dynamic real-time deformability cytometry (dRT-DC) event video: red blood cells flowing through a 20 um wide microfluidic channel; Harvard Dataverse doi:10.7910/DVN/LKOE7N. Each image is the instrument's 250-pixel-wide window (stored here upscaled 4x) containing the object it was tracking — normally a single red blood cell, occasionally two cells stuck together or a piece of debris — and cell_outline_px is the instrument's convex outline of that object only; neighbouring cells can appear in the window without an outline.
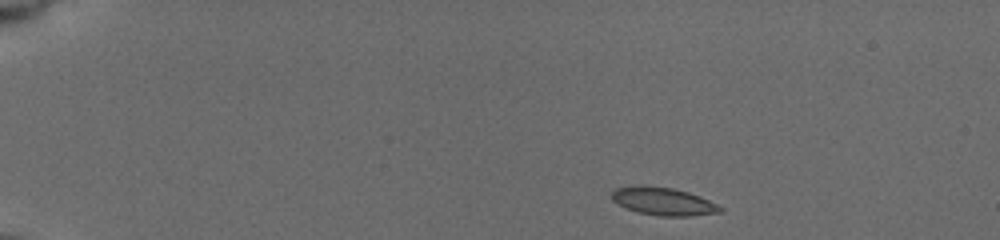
{"species": "common noctule bat (a hibernating species)", "species_latin": "Nyctalus noctula", "temperature_condition": "cold", "stored_images_in_passage": 47, "camera_frame_rate_fps": 3000, "um_per_image_px": 0.085, "animal": {"sex": "female", "body_mass_g": 19.5, "forearm_length_mm": 54.1}, "frame": {"image": 1, "passage_image": 1, "time_ms": 0.0, "image_size_px": [1000, 240], "cell_outline_px": [[724, 208], [720, 212], [692, 216], [660, 216], [640, 212], [616, 204], [612, 200], [612, 192], [616, 188], [636, 184], [640, 184], [672, 188], [688, 192], [700, 196]], "centroid_in_image_um": [56.36, 17.1], "position_along_channel_um": 28.6, "area_um2": 17.63}}
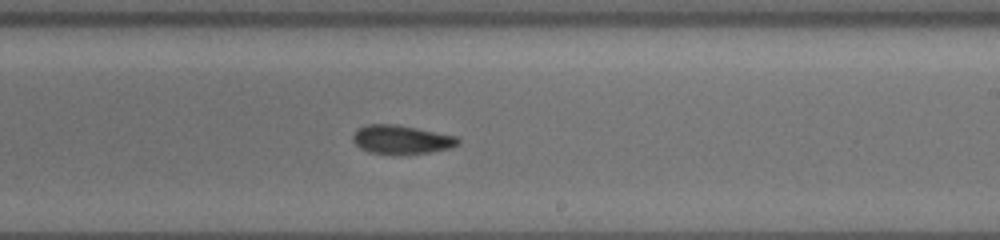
{"frame": {"image": 2, "passage_image": 27, "time_ms": 8.667, "image_size_px": [1000, 240], "cell_outline_px": [[460, 144], [452, 148], [428, 152], [396, 156], [392, 156], [368, 152], [360, 148], [352, 140], [352, 136], [360, 128], [368, 124], [392, 124], [416, 128], [456, 136], [460, 140]], "centroid_in_image_um": [34.12, 11.9], "position_along_channel_um": 254.9, "area_um2": 17.86}}
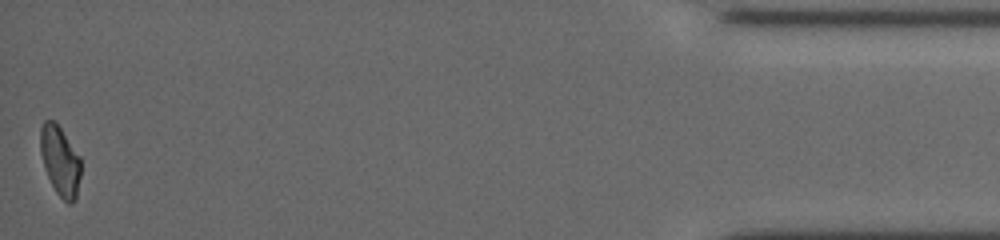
{"frame": {"image": 3, "passage_image": 47, "time_ms": 15.333, "image_size_px": [1000, 240], "cell_outline_px": [[80, 176], [76, 200], [72, 204], [68, 204], [56, 192], [44, 168], [40, 152], [40, 128], [44, 120], [52, 120], [60, 128], [80, 156]], "centroid_in_image_um": [5.1, 13.69], "position_along_channel_um": 430.1, "area_um2": 16.36}, "authors_computed_cell_mechanics": {"area_um2": 17.5712, "velocity_mm_per_s": 3.7583, "shape_relaxation_time_tau1_ms": null, "shape_relaxation_time_tau2_ms": 2.5575, "deformation_change_tau1": null, "deformation_change_tau2": 0.0671}}